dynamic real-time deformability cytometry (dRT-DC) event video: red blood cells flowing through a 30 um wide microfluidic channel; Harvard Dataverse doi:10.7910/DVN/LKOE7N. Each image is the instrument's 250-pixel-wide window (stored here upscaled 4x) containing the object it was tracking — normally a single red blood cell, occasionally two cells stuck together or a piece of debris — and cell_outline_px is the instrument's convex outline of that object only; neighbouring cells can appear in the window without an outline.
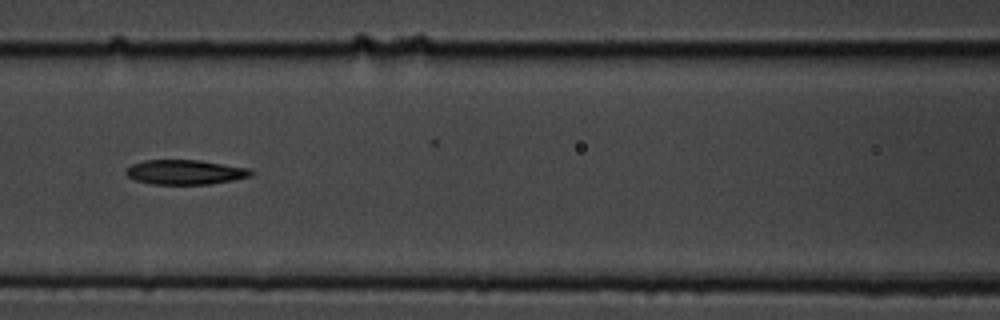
{"species": "common noctule bat (a hibernating species)", "species_latin": "Nyctalus noctula", "temperature_condition": "cold", "stored_images_in_passage": 12, "camera_frame_rate_fps": 3000, "um_per_image_px": 0.085, "animal": {"sex": "male", "body_mass_g": 19.5, "forearm_length_mm": 54.6}, "frame": {"image": 1, "passage_image": 6, "time_ms": 1.667, "image_size_px": [1000, 320], "cell_outline_px": [[252, 176], [232, 180], [208, 184], [152, 184], [136, 180], [128, 176], [124, 172], [132, 164], [144, 160], [200, 160], [248, 168], [252, 172]], "centroid_in_image_um": [15.72, 14.63], "position_along_channel_um": 150.9, "area_um2": 17.8}}
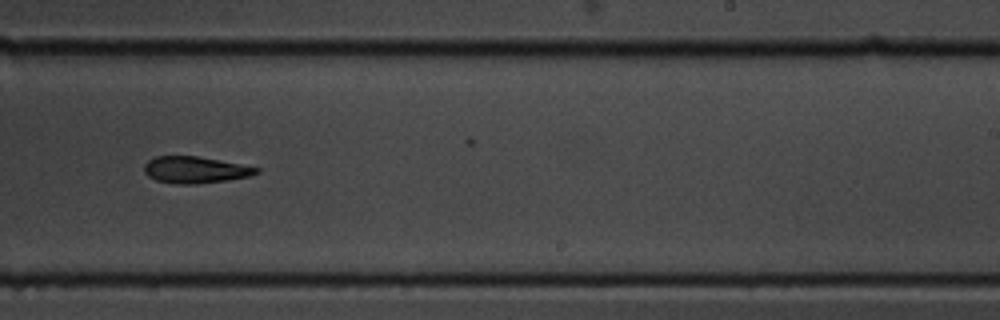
{"frame": {"image": 2, "passage_image": 9, "time_ms": 2.667, "image_size_px": [1000, 320], "cell_outline_px": [[260, 172], [248, 176], [228, 180], [196, 184], [176, 184], [156, 180], [148, 176], [144, 172], [144, 164], [148, 160], [156, 156], [196, 156], [220, 160], [260, 168]], "centroid_in_image_um": [16.57, 14.44], "position_along_channel_um": 272.4, "area_um2": 17.4}}
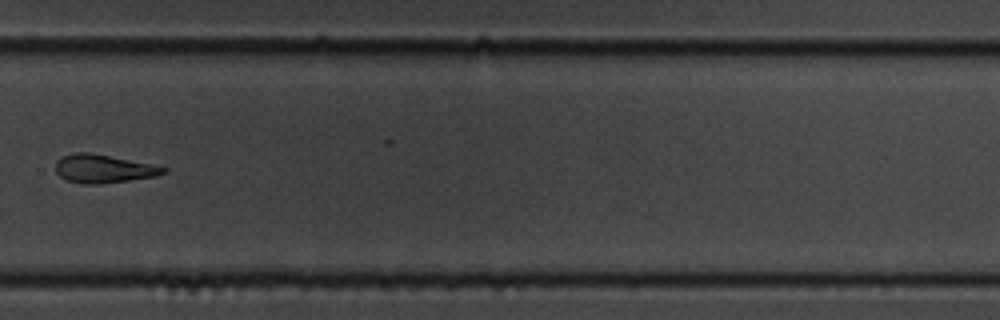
{"frame": {"image": 3, "passage_image": 10, "time_ms": 3.0, "image_size_px": [1000, 320], "cell_outline_px": [[168, 172], [156, 176], [128, 180], [96, 184], [84, 184], [68, 180], [60, 176], [56, 172], [56, 160], [72, 152], [88, 152], [168, 168]], "centroid_in_image_um": [8.76, 14.34], "position_along_channel_um": 321.0, "area_um2": 17.4}}